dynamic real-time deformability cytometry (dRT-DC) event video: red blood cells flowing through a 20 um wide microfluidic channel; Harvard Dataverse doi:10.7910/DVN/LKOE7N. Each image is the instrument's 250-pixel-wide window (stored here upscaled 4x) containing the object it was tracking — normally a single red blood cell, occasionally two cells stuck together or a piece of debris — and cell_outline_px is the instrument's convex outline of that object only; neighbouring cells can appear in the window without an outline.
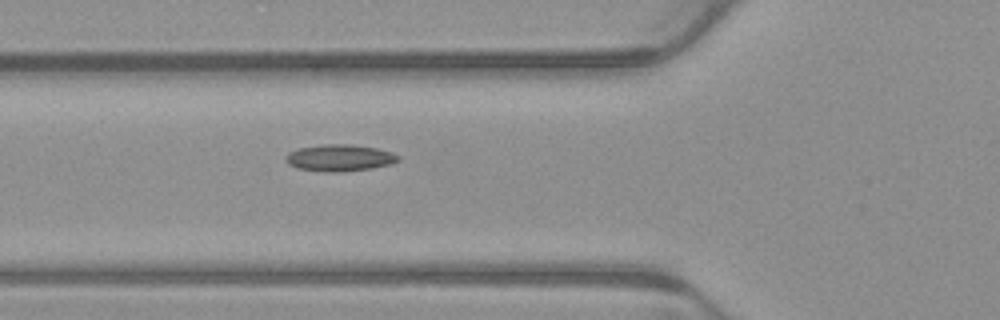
{"species": "common noctule bat (a hibernating species)", "species_latin": "Nyctalus noctula", "temperature_condition": "warm", "stored_images_in_passage": 6, "camera_frame_rate_fps": 3000, "um_per_image_px": 0.085, "animal": {"sex": "male", "body_mass_g": 23.1, "forearm_length_mm": 52.7}, "frame": {"image": 1, "passage_image": 6, "time_ms": 1.667, "image_size_px": [1000, 320], "cell_outline_px": [[400, 160], [392, 164], [372, 168], [344, 172], [324, 172], [296, 168], [288, 164], [284, 160], [284, 156], [288, 152], [300, 148], [324, 144], [348, 144], [376, 148], [392, 152], [400, 156]], "centroid_in_image_um": [28.86, 13.43], "position_along_channel_um": 96.9, "area_um2": 17.74}}